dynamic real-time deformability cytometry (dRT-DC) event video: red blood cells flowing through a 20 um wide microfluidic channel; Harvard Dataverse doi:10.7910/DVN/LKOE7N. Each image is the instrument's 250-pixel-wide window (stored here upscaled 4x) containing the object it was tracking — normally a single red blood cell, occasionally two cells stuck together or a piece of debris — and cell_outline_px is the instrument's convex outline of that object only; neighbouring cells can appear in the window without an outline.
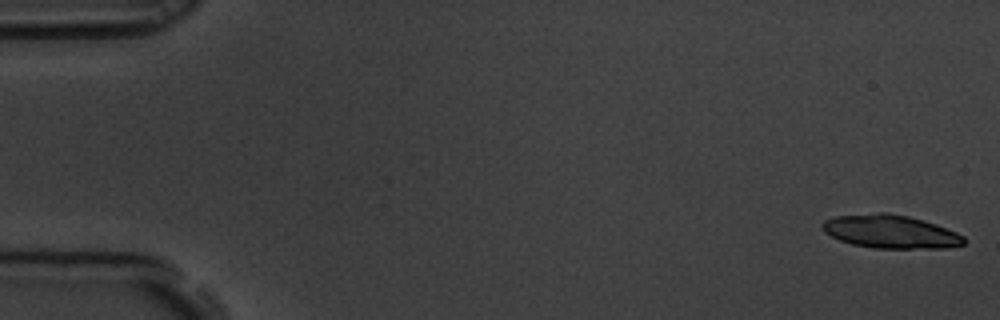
{"species": "common noctule bat (a hibernating species)", "species_latin": "Nyctalus noctula", "temperature_condition": "room temperature", "stored_images_in_passage": 22, "camera_frame_rate_fps": 3000, "um_per_image_px": 0.085, "animal": {"sex": "male", "body_mass_g": 19.5, "forearm_length_mm": 54.6}, "frame": {"image": 1, "passage_image": 1, "time_ms": 0.0, "image_size_px": [1000, 320], "cell_outline_px": [[964, 244], [948, 248], [872, 248], [852, 244], [840, 240], [824, 232], [820, 228], [820, 224], [824, 220], [836, 216], [876, 212], [888, 212], [908, 216], [924, 220], [936, 224], [956, 232], [964, 236]], "centroid_in_image_um": [75.67, 19.68], "position_along_channel_um": 9.3, "area_um2": 27.69}}